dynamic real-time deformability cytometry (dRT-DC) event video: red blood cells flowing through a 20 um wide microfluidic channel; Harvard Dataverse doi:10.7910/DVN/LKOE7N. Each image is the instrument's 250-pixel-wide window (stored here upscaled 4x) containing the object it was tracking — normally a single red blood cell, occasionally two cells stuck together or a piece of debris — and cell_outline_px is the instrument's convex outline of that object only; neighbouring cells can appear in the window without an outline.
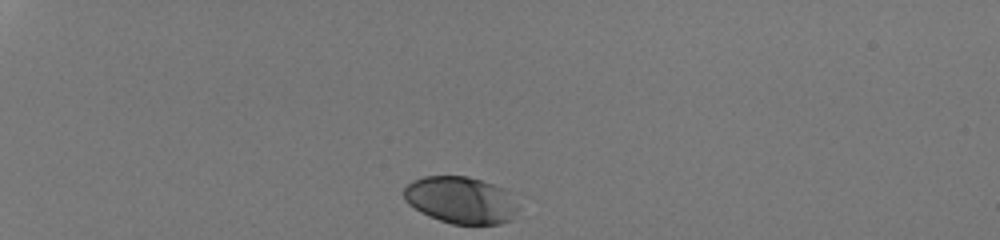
{"species": "human", "species_latin": "Homo sapiens", "temperature_condition": "room temperature", "stored_images_in_passage": 33, "camera_frame_rate_fps": 3000, "um_per_image_px": 0.085, "donor": {"sex": "male"}, "frame": {"image": 1, "passage_image": 1, "time_ms": 0.0, "image_size_px": [1000, 240], "cell_outline_px": [[512, 220], [500, 224], [452, 224], [428, 216], [420, 212], [408, 204], [404, 200], [404, 188], [412, 180], [424, 176], [468, 176], [504, 188], [508, 192], [512, 212]], "centroid_in_image_um": [39.04, 17.0], "position_along_channel_um": 46.0, "area_um2": 30.63}}
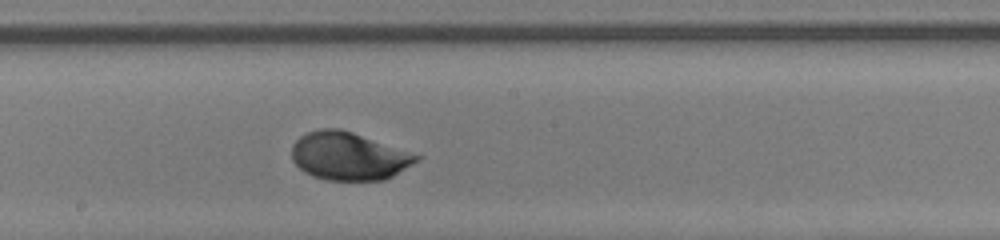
{"frame": {"image": 2, "passage_image": 19, "time_ms": 6.0, "image_size_px": [1000, 240], "cell_outline_px": [[424, 156], [420, 160], [392, 176], [384, 180], [328, 180], [312, 176], [304, 172], [292, 160], [292, 144], [300, 136], [308, 132], [320, 128], [340, 128]], "centroid_in_image_um": [29.65, 13.27], "position_along_channel_um": 218.6, "area_um2": 34.91}}
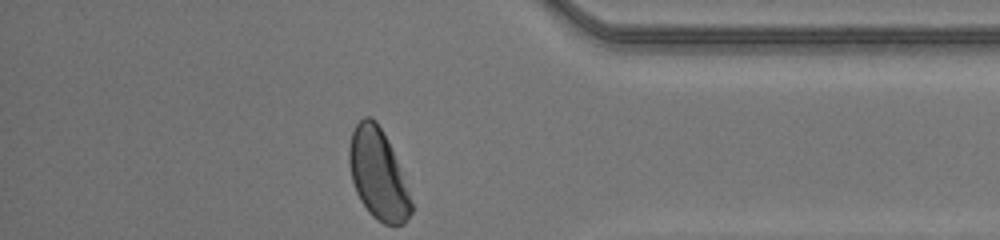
{"frame": {"image": 3, "passage_image": 33, "time_ms": 10.667, "image_size_px": [1000, 240], "cell_outline_px": [[412, 212], [404, 224], [384, 224], [376, 220], [368, 212], [360, 200], [356, 192], [352, 180], [348, 160], [348, 148], [352, 132], [356, 124], [364, 116], [372, 116], [376, 120], [392, 152], [408, 192], [412, 204]], "centroid_in_image_um": [32.08, 14.83], "position_along_channel_um": 403.1, "area_um2": 32.02}, "authors_computed_cell_mechanics": {"area_um2": 33.6974, "velocity_mm_per_s": 4.1616, "shape_relaxation_time_tau1_ms": 2.0076, "shape_relaxation_time_tau2_ms": null, "deformation_change_tau1": 0.15, "deformation_change_tau2": null}}